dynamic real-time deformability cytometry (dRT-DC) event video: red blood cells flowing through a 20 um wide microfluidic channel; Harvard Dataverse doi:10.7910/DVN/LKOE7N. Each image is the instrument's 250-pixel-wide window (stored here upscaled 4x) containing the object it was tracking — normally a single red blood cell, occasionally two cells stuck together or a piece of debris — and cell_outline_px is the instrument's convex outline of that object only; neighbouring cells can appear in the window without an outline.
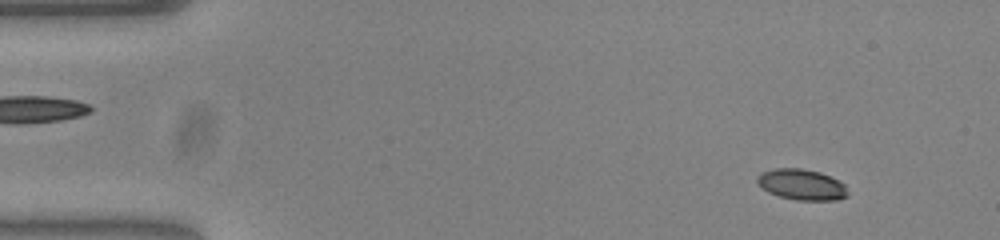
{"species": "common noctule bat (a hibernating species)", "species_latin": "Nyctalus noctula", "temperature_condition": "warm", "stored_images_in_passage": 55, "camera_frame_rate_fps": 3000, "um_per_image_px": 0.085, "animal": {"sex": "female", "body_mass_g": 23.0, "forearm_length_mm": 53.4}, "frame": {"image": 1, "passage_image": 6, "time_ms": 1.667, "image_size_px": [1000, 240], "cell_outline_px": [[848, 196], [836, 200], [796, 200], [780, 196], [768, 192], [756, 180], [756, 176], [760, 172], [772, 168], [800, 168], [820, 172], [840, 180], [844, 184], [848, 192]], "centroid_in_image_um": [68.15, 15.67], "position_along_channel_um": 16.9, "area_um2": 16.36}}
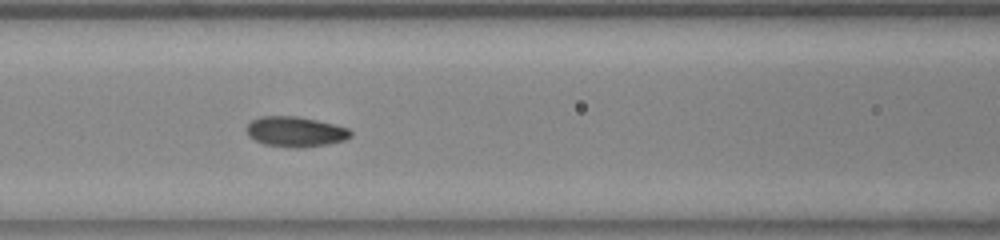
{"frame": {"image": 2, "passage_image": 24, "time_ms": 7.667, "image_size_px": [1000, 240], "cell_outline_px": [[352, 136], [344, 140], [328, 144], [264, 144], [248, 136], [248, 124], [252, 120], [260, 116], [296, 116], [316, 120], [348, 128], [352, 132]], "centroid_in_image_um": [25.12, 11.13], "position_along_channel_um": 141.5, "area_um2": 17.17}}
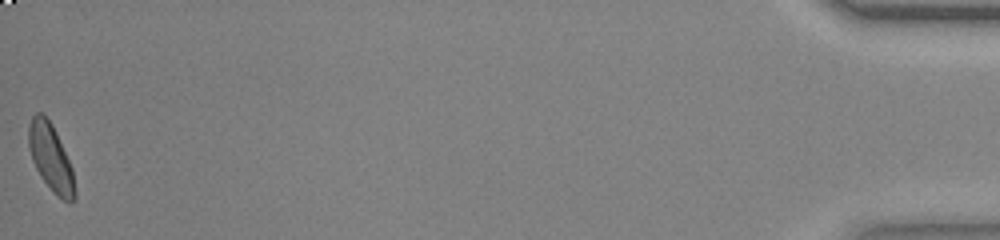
{"frame": {"image": 3, "passage_image": 55, "time_ms": 18.0, "image_size_px": [1000, 240], "cell_outline_px": [[76, 196], [72, 204], [68, 204], [56, 196], [52, 192], [40, 176], [32, 160], [28, 144], [28, 128], [32, 116], [36, 112], [40, 112], [52, 124], [56, 132], [72, 168], [76, 192]], "centroid_in_image_um": [4.33, 13.47], "position_along_channel_um": 430.9, "area_um2": 18.15}, "authors_computed_cell_mechanics": {"area_um2": 17.4556, "velocity_mm_per_s": 3.786, "shape_relaxation_time_tau1_ms": 4.1486, "shape_relaxation_time_tau2_ms": 2.2562, "deformation_change_tau1": 0.1218, "deformation_change_tau2": 0.0604}}